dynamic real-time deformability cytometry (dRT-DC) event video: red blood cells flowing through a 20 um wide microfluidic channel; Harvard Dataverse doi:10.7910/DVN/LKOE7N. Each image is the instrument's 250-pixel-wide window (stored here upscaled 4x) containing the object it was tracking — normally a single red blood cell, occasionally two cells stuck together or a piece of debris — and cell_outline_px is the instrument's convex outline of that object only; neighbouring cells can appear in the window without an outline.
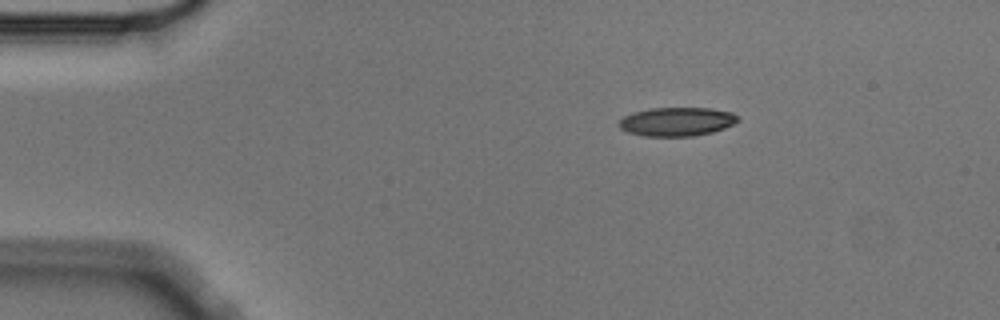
{"species": "Egyptian fruit bat (a non-hibernating species)", "species_latin": "Rousettus aegyptiacus", "temperature_condition": "cold", "stored_images_in_passage": 3, "camera_frame_rate_fps": 3000, "um_per_image_px": 0.085, "animal": {"sex": "male"}, "frame": {"image": 1, "passage_image": 1, "time_ms": 0.0, "image_size_px": [1000, 320], "cell_outline_px": [[740, 120], [724, 128], [712, 132], [692, 136], [644, 136], [628, 132], [620, 128], [616, 124], [624, 116], [632, 112], [648, 108], [712, 108], [732, 112]], "centroid_in_image_um": [57.49, 10.33], "position_along_channel_um": 27.5, "area_um2": 20.0}}